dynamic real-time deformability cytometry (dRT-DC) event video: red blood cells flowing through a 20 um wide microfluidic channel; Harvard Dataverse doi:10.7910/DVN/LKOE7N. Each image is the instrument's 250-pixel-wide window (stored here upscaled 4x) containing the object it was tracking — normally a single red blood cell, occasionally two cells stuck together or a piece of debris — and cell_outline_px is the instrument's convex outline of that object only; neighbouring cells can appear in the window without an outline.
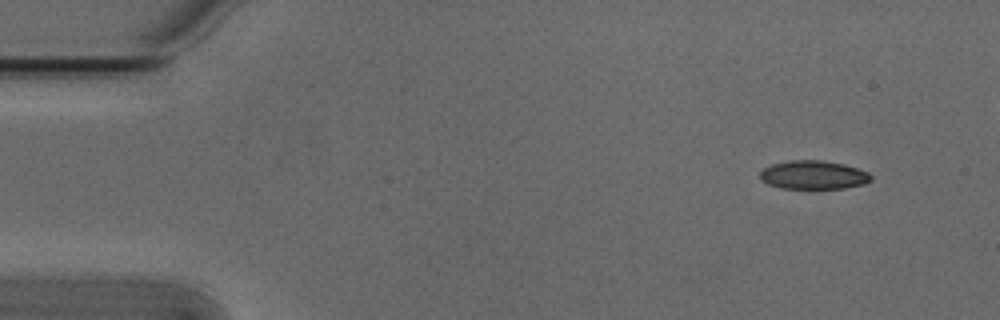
{"species": "Egyptian fruit bat (a non-hibernating species)", "species_latin": "Rousettus aegyptiacus", "temperature_condition": "cold", "stored_images_in_passage": 5, "camera_frame_rate_fps": 3000, "um_per_image_px": 0.085, "animal": {"sex": "male"}, "frame": {"image": 1, "passage_image": 1, "time_ms": 0.0, "image_size_px": [1000, 320], "cell_outline_px": [[872, 180], [864, 184], [844, 188], [780, 188], [768, 184], [760, 180], [760, 172], [764, 168], [772, 164], [792, 160], [824, 160], [844, 164], [868, 172], [872, 176]], "centroid_in_image_um": [69.14, 14.87], "position_along_channel_um": 15.9, "area_um2": 18.5}}